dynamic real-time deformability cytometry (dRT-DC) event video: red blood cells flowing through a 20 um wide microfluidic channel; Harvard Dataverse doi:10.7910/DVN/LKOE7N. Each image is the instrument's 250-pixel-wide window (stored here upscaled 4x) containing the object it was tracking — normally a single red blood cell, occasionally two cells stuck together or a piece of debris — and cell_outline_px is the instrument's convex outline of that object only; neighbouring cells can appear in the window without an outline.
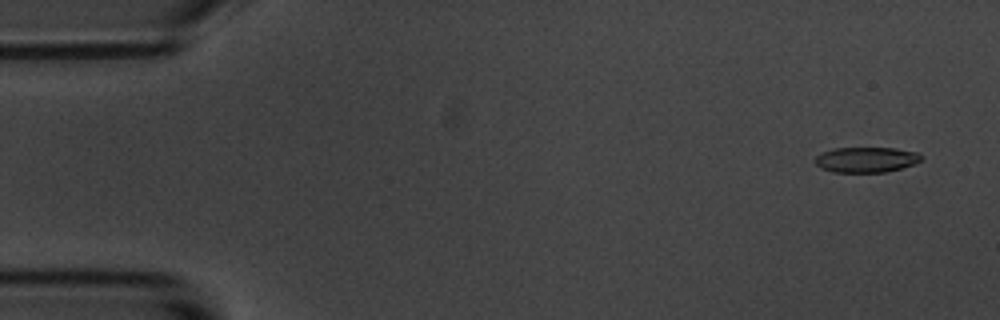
{"species": "common noctule bat (a hibernating species)", "species_latin": "Nyctalus noctula", "temperature_condition": "room temperature", "stored_images_in_passage": 4, "camera_frame_rate_fps": 3000, "um_per_image_px": 0.085, "animal": {"sex": "male", "body_mass_g": 20.1, "forearm_length_mm": 53.5}, "frame": {"image": 1, "passage_image": 1, "time_ms": 0.0, "image_size_px": [1000, 320], "cell_outline_px": [[924, 160], [900, 168], [884, 172], [832, 172], [820, 168], [816, 164], [816, 156], [824, 152], [836, 148], [896, 148], [920, 152], [924, 156]], "centroid_in_image_um": [73.69, 13.57], "position_along_channel_um": 11.3, "area_um2": 15.72}}
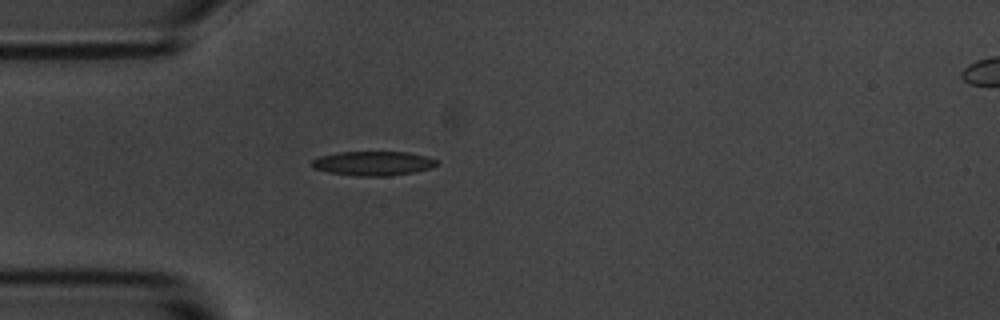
{"frame": {"image": 2, "passage_image": 4, "time_ms": 4.333, "image_size_px": [1000, 320], "cell_outline_px": [[436, 164], [432, 168], [412, 172], [384, 176], [360, 176], [328, 172], [312, 168], [308, 164], [312, 160], [320, 156], [336, 152], [408, 152], [424, 156], [436, 160]], "centroid_in_image_um": [31.63, 13.88], "position_along_channel_um": 53.4, "area_um2": 17.57}}